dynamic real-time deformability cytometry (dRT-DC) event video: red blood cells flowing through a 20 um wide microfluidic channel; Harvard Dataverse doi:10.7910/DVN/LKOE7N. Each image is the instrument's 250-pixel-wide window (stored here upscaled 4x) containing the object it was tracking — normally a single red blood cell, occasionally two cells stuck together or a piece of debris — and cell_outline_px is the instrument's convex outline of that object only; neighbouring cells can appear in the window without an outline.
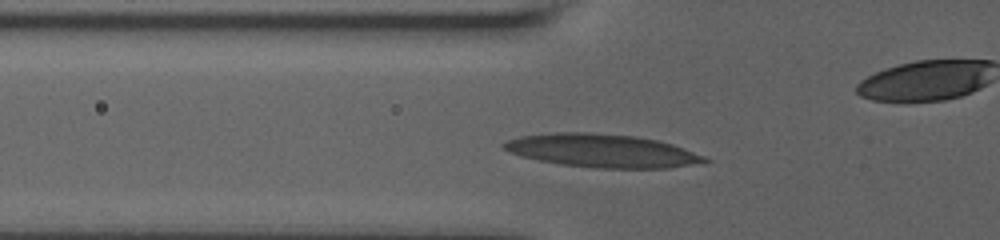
{"species": "human", "species_latin": "Homo sapiens", "temperature_condition": "room temperature", "stored_images_in_passage": 8, "camera_frame_rate_fps": 3000, "um_per_image_px": 0.085, "donor": {"sex": "male"}, "frame": {"image": 1, "passage_image": 5, "time_ms": 3.0, "image_size_px": [1000, 240], "cell_outline_px": [[712, 160], [704, 164], [668, 168], [596, 168], [560, 164], [520, 156], [508, 152], [500, 144], [508, 140], [520, 136], [556, 132], [588, 132], [636, 136], [656, 140], [672, 144], [704, 156]], "centroid_in_image_um": [51.2, 12.82], "position_along_channel_um": 74.6, "area_um2": 39.07}}
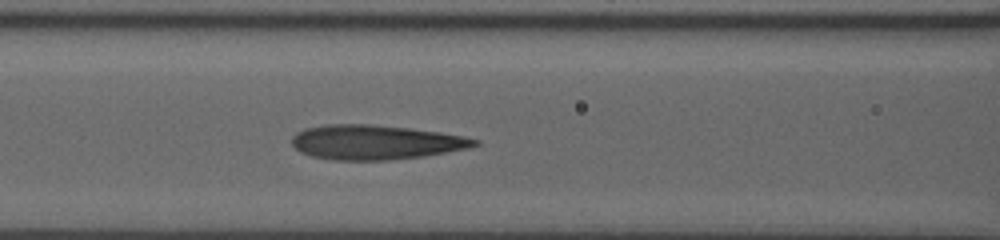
{"frame": {"image": 2, "passage_image": 7, "time_ms": 4.667, "image_size_px": [1000, 240], "cell_outline_px": [[480, 144], [468, 148], [424, 156], [388, 160], [332, 160], [312, 156], [300, 152], [292, 144], [292, 136], [296, 132], [304, 128], [328, 124], [368, 124], [408, 128], [440, 132], [464, 136], [480, 140]], "centroid_in_image_um": [31.91, 12.09], "position_along_channel_um": 134.7, "area_um2": 36.82}}